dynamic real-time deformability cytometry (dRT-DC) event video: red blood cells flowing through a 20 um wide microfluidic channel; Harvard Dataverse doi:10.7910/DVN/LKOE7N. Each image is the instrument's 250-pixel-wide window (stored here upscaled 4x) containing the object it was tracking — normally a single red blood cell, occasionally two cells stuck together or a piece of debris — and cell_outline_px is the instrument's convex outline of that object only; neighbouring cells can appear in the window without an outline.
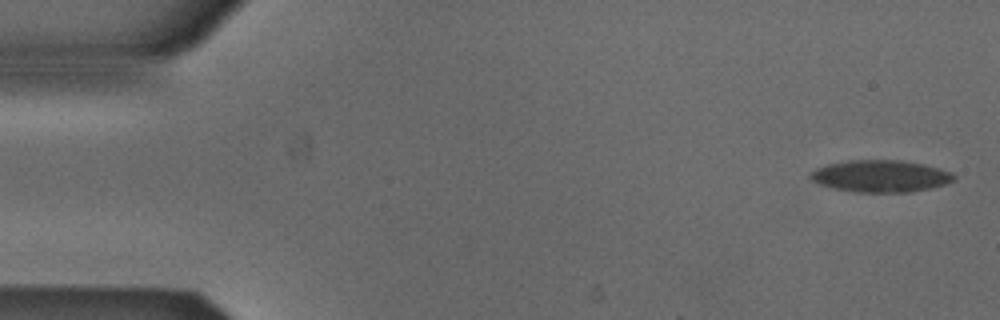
{"species": "Egyptian fruit bat (a non-hibernating species)", "species_latin": "Rousettus aegyptiacus", "temperature_condition": "cold", "stored_images_in_passage": 8, "camera_frame_rate_fps": 3000, "um_per_image_px": 0.085, "animal": {"sex": "male"}, "frame": {"image": 1, "passage_image": 1, "time_ms": 0.0, "image_size_px": [1000, 320], "cell_outline_px": [[956, 180], [944, 184], [928, 188], [908, 192], [856, 192], [832, 188], [820, 184], [812, 180], [812, 172], [816, 168], [828, 164], [848, 160], [900, 160], [924, 164], [952, 172], [956, 176]], "centroid_in_image_um": [74.87, 14.96], "position_along_channel_um": 10.1, "area_um2": 26.53}}
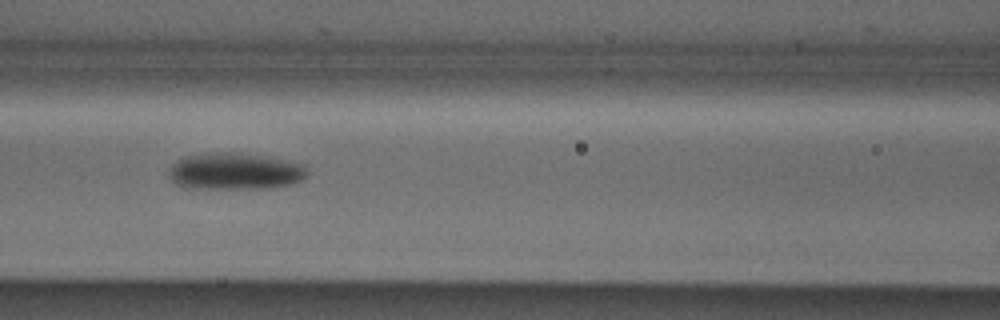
{"frame": {"image": 2, "passage_image": 7, "time_ms": 2.0, "image_size_px": [1000, 320], "cell_outline_px": [[308, 172], [300, 180], [292, 184], [264, 188], [184, 188], [176, 184], [168, 176], [172, 164], [176, 160], [184, 156], [220, 152], [236, 152], [304, 164]], "centroid_in_image_um": [19.91, 14.56], "position_along_channel_um": 146.7, "area_um2": 29.3}}
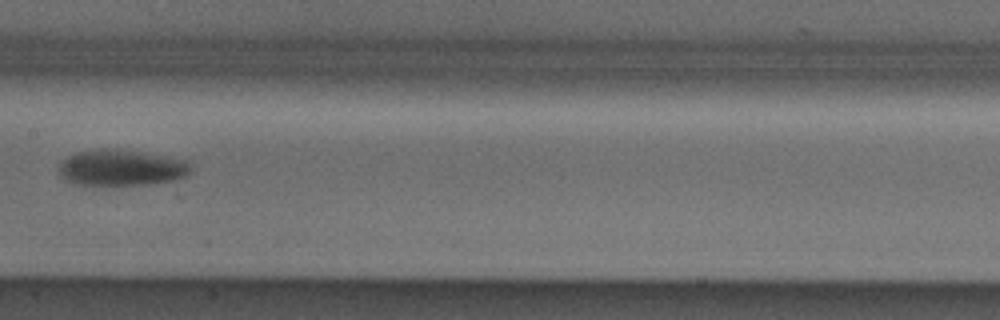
{"frame": {"image": 3, "passage_image": 8, "time_ms": 2.333, "image_size_px": [1000, 320], "cell_outline_px": [[192, 172], [188, 176], [176, 180], [152, 184], [72, 184], [64, 180], [60, 172], [60, 164], [68, 156], [76, 152], [104, 148], [116, 148], [188, 160], [192, 164]], "centroid_in_image_um": [10.38, 14.25], "position_along_channel_um": 197.0, "area_um2": 27.86}}